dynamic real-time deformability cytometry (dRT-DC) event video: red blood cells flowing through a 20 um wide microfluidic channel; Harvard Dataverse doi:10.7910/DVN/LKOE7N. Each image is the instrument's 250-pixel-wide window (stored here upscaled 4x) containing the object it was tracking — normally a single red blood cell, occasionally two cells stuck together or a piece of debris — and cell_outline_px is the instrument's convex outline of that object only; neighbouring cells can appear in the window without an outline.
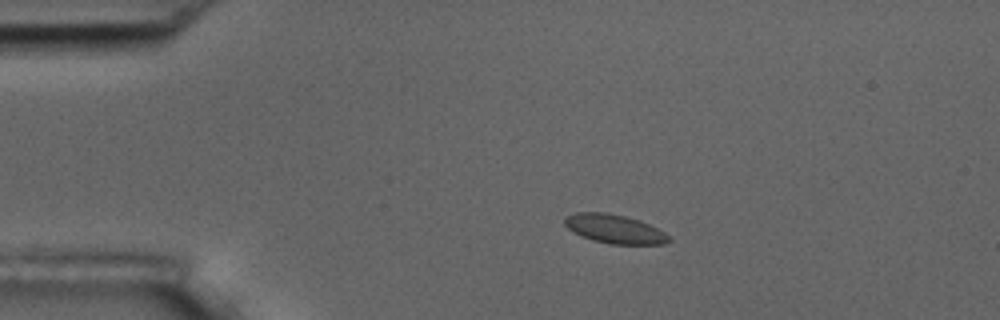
{"species": "common noctule bat (a hibernating species)", "species_latin": "Nyctalus noctula", "temperature_condition": "room temperature", "stored_images_in_passage": 6, "camera_frame_rate_fps": 3000, "um_per_image_px": 0.085, "animal": {"sex": "male", "body_mass_g": 17.5, "forearm_length_mm": 52.3}, "frame": {"image": 1, "passage_image": 3, "time_ms": 2.333, "image_size_px": [1000, 320], "cell_outline_px": [[672, 240], [664, 244], [608, 244], [592, 240], [580, 236], [572, 232], [564, 224], [564, 216], [576, 212], [604, 212], [624, 216], [640, 220], [664, 232]], "centroid_in_image_um": [52.19, 19.46], "position_along_channel_um": 32.8, "area_um2": 17.63}}
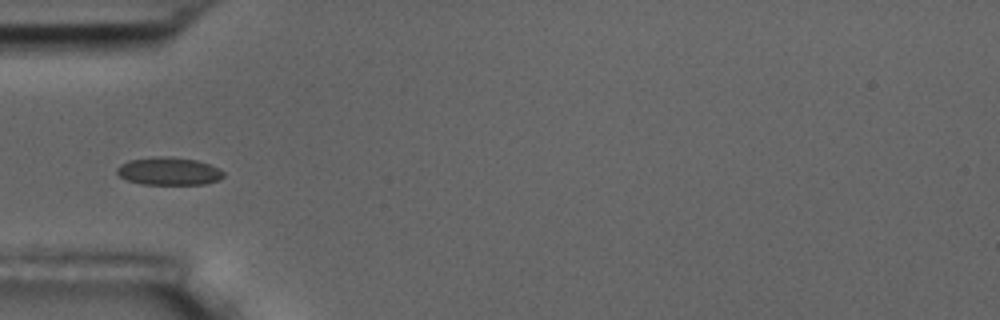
{"frame": {"image": 2, "passage_image": 5, "time_ms": 4.667, "image_size_px": [1000, 320], "cell_outline_px": [[224, 176], [220, 180], [204, 184], [140, 184], [128, 180], [120, 176], [116, 172], [116, 168], [120, 164], [128, 160], [152, 156], [172, 156], [196, 160], [220, 168], [224, 172]], "centroid_in_image_um": [14.35, 14.54], "position_along_channel_um": 70.7, "area_um2": 17.51}}